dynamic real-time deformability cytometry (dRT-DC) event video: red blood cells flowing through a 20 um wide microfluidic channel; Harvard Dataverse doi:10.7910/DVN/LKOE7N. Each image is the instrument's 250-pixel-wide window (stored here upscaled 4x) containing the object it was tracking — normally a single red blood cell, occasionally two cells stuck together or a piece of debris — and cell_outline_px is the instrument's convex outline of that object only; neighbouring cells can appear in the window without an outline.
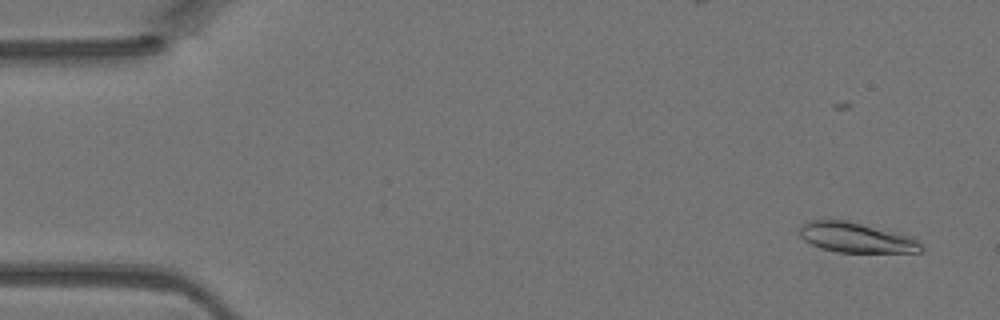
{"species": "Egyptian fruit bat (a non-hibernating species)", "species_latin": "Rousettus aegyptiacus", "temperature_condition": "warm", "stored_images_in_passage": 47, "camera_frame_rate_fps": 3000, "um_per_image_px": 0.085, "animal": {"sex": "female"}, "frame": {"image": 1, "passage_image": 3, "time_ms": 0.667, "image_size_px": [1000, 320], "cell_outline_px": [[924, 252], [836, 252], [820, 248], [804, 240], [800, 236], [800, 224], [808, 220], [844, 220], [912, 236], [924, 248]], "centroid_in_image_um": [72.76, 20.2], "position_along_channel_um": 12.2, "area_um2": 21.15}}
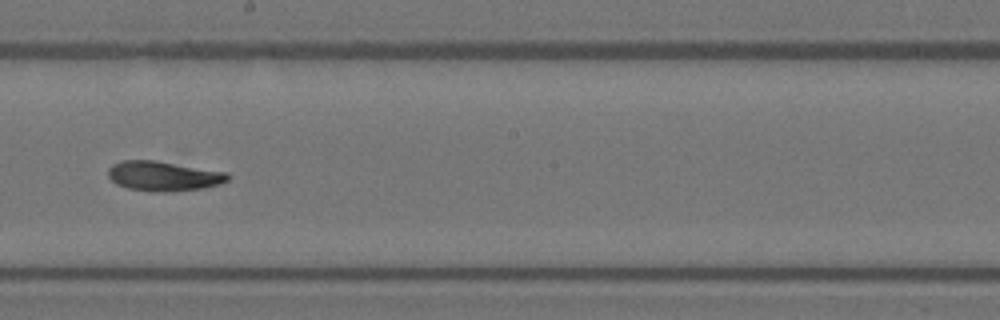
{"frame": {"image": 2, "passage_image": 26, "time_ms": 8.333, "image_size_px": [1000, 320], "cell_outline_px": [[228, 180], [220, 184], [204, 188], [164, 192], [152, 192], [128, 188], [116, 184], [108, 176], [108, 168], [112, 164], [120, 160], [156, 160], [228, 172]], "centroid_in_image_um": [13.88, 14.96], "position_along_channel_um": 234.3, "area_um2": 20.92}}
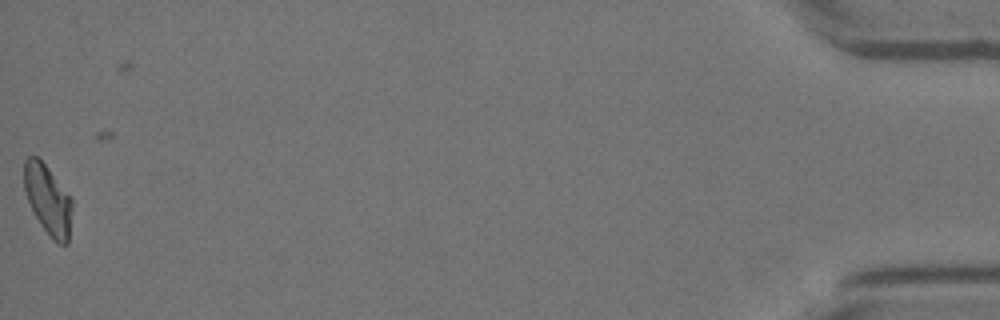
{"frame": {"image": 3, "passage_image": 46, "time_ms": 15.0, "image_size_px": [1000, 320], "cell_outline_px": [[72, 208], [68, 244], [56, 244], [52, 240], [40, 224], [24, 192], [24, 160], [28, 156], [36, 156], [48, 168], [72, 196]], "centroid_in_image_um": [4.09, 16.98], "position_along_channel_um": 431.1, "area_um2": 19.65}}